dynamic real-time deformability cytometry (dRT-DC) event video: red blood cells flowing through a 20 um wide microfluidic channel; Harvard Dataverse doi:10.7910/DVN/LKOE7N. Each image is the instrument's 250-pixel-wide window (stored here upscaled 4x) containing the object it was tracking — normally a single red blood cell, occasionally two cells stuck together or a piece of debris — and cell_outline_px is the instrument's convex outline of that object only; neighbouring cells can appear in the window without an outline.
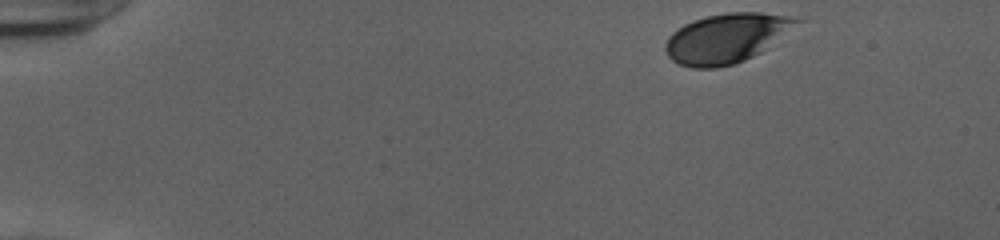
{"species": "human", "species_latin": "Homo sapiens", "temperature_condition": "cold", "stored_images_in_passage": 47, "camera_frame_rate_fps": 3000, "um_per_image_px": 0.085, "donor": {"sex": "female"}, "frame": {"image": 1, "passage_image": 1, "time_ms": 0.0, "image_size_px": [1000, 240], "cell_outline_px": [[804, 20], [760, 52], [736, 64], [716, 68], [692, 68], [676, 64], [668, 56], [664, 48], [664, 44], [668, 36], [672, 32], [684, 24], [708, 16], [728, 12], [760, 12], [792, 16]], "centroid_in_image_um": [61.71, 3.25], "position_along_channel_um": 23.3, "area_um2": 37.8}}
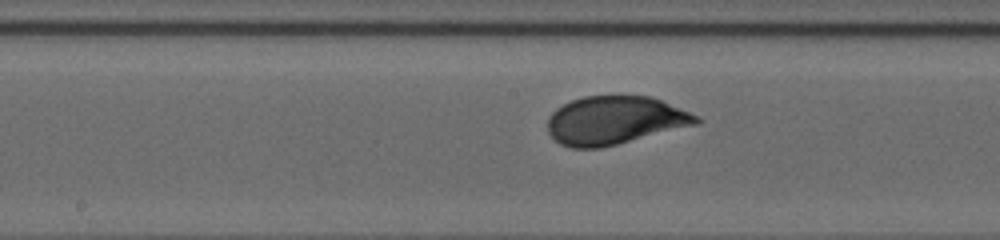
{"frame": {"image": 2, "passage_image": 23, "time_ms": 7.333, "image_size_px": [1000, 240], "cell_outline_px": [[704, 120], [700, 124], [600, 148], [572, 148], [560, 144], [548, 132], [548, 116], [556, 108], [572, 100], [584, 96], [652, 96], [688, 112]], "centroid_in_image_um": [52.26, 10.23], "position_along_channel_um": 195.9, "area_um2": 41.73}}
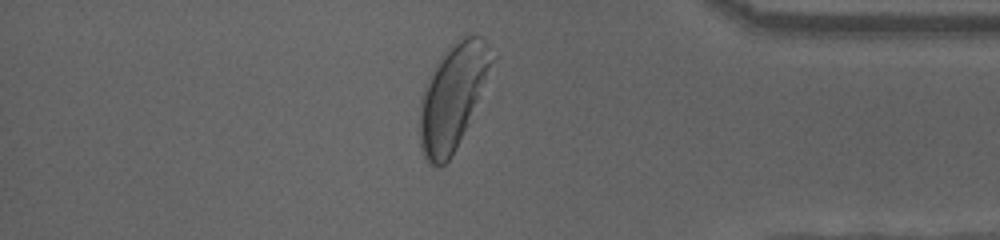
{"frame": {"image": 3, "passage_image": 40, "time_ms": 13.0, "image_size_px": [1000, 240], "cell_outline_px": [[496, 56], [464, 128], [448, 160], [440, 168], [428, 164], [424, 156], [420, 144], [420, 96], [424, 84], [432, 68], [440, 56], [452, 40], [460, 36], [480, 36], [484, 40]], "centroid_in_image_um": [38.42, 8.13], "position_along_channel_um": 396.8, "area_um2": 43.35}, "authors_computed_cell_mechanics": {"area_um2": 41.905, "velocity_mm_per_s": 3.8844, "shape_relaxation_time_tau1_ms": 2.1326, "shape_relaxation_time_tau2_ms": null, "deformation_change_tau1": 0.1225, "deformation_change_tau2": null}}